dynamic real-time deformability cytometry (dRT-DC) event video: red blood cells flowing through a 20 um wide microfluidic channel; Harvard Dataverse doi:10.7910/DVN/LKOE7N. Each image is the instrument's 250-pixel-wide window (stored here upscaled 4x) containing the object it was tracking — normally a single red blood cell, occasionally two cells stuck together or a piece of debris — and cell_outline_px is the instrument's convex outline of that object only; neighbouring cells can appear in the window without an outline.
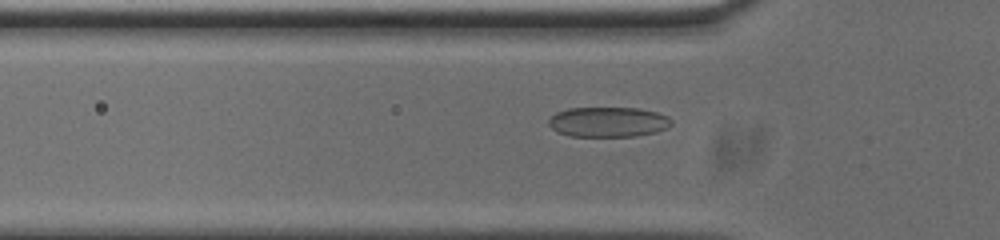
{"species": "common noctule bat (a hibernating species)", "species_latin": "Nyctalus noctula", "temperature_condition": "cold", "stored_images_in_passage": 53, "camera_frame_rate_fps": 3000, "um_per_image_px": 0.085, "animal": {"sex": "male", "body_mass_g": 20.0, "forearm_length_mm": 53.3}, "frame": {"image": 1, "passage_image": 16, "time_ms": 5.0, "image_size_px": [1000, 240], "cell_outline_px": [[672, 124], [668, 128], [656, 132], [636, 136], [572, 136], [556, 132], [548, 124], [548, 120], [556, 112], [568, 108], [640, 108], [656, 112], [668, 116], [672, 120]], "centroid_in_image_um": [51.71, 10.36], "position_along_channel_um": 74.1, "area_um2": 21.62}}
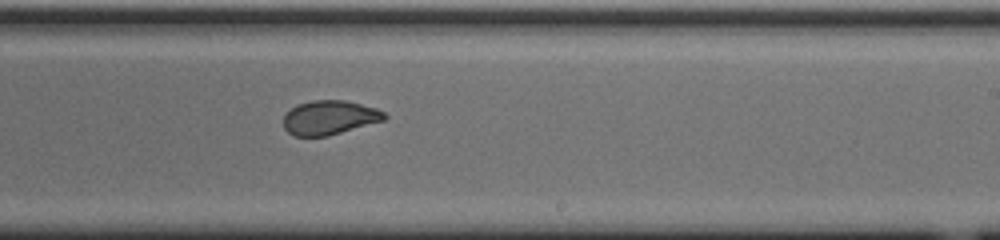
{"frame": {"image": 2, "passage_image": 31, "time_ms": 10.0, "image_size_px": [1000, 240], "cell_outline_px": [[388, 116], [384, 120], [328, 136], [292, 136], [284, 128], [284, 112], [296, 104], [312, 100], [344, 100], [376, 108], [384, 112]], "centroid_in_image_um": [27.96, 9.99], "position_along_channel_um": 261.0, "area_um2": 20.23}}
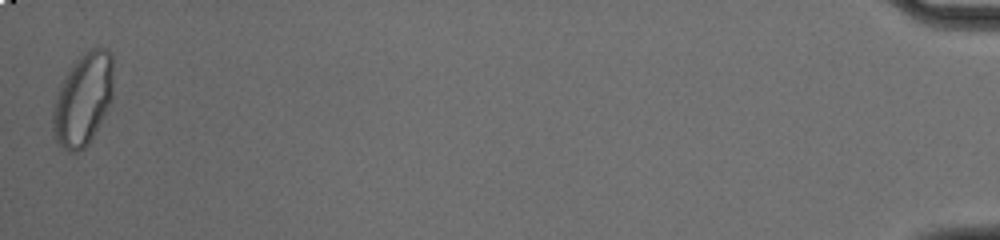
{"frame": {"image": 3, "passage_image": 53, "time_ms": 17.333, "image_size_px": [1000, 240], "cell_outline_px": [[112, 100], [108, 108], [88, 144], [84, 148], [76, 152], [68, 152], [52, 136], [52, 112], [56, 92], [60, 84], [72, 64], [84, 52], [92, 48], [108, 48], [112, 52]], "centroid_in_image_um": [7.04, 8.44], "position_along_channel_um": 428.2, "area_um2": 32.71}, "authors_computed_cell_mechanics": {"area_um2": 21.5594, "velocity_mm_per_s": 3.723, "shape_relaxation_time_tau1_ms": 5.846, "shape_relaxation_time_tau2_ms": 0.9175, "deformation_change_tau1": 0.1555, "deformation_change_tau2": 0.0571}}